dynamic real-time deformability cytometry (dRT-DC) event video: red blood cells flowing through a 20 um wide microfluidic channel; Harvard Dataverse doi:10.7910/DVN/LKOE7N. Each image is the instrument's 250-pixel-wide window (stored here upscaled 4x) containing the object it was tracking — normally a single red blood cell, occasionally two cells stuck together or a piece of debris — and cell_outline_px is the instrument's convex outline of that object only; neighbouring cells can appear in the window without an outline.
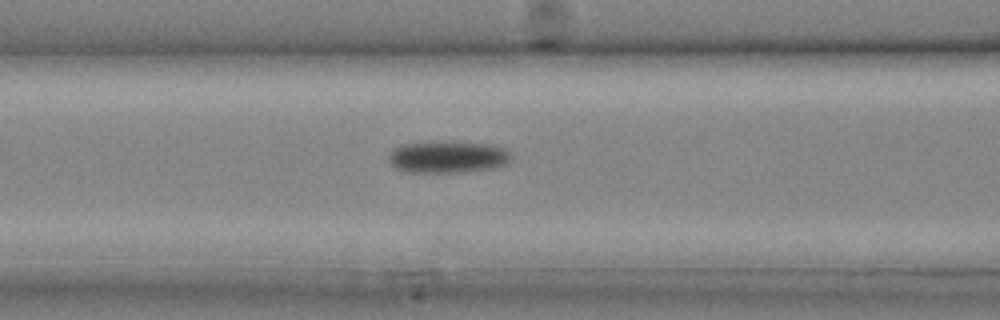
{"species": "common noctule bat (a hibernating species)", "species_latin": "Nyctalus noctula", "temperature_condition": "cold", "stored_images_in_passage": 8, "camera_frame_rate_fps": 3000, "um_per_image_px": 0.085, "animal": {"sex": "male", "body_mass_g": 20.4}, "frame": {"image": 1, "passage_image": 6, "time_ms": 1.667, "image_size_px": [1000, 320], "cell_outline_px": [[512, 160], [508, 164], [492, 168], [464, 172], [408, 172], [396, 168], [388, 160], [388, 156], [392, 148], [404, 144], [444, 140], [492, 144], [504, 148], [512, 152]], "centroid_in_image_um": [38.1, 13.32], "position_along_channel_um": 128.5, "area_um2": 23.41}}
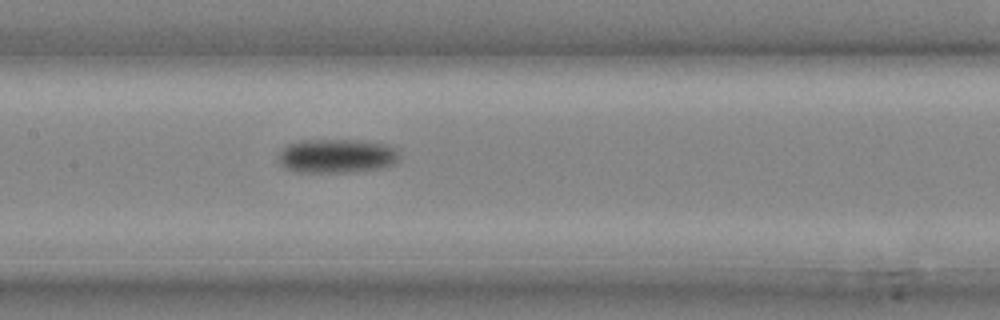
{"frame": {"image": 2, "passage_image": 8, "time_ms": 2.333, "image_size_px": [1000, 320], "cell_outline_px": [[400, 160], [396, 164], [388, 168], [356, 172], [296, 172], [284, 168], [280, 164], [280, 148], [288, 144], [300, 140], [352, 140], [384, 144], [396, 148], [400, 156]], "centroid_in_image_um": [28.67, 13.28], "position_along_channel_um": 178.7, "area_um2": 24.45}}